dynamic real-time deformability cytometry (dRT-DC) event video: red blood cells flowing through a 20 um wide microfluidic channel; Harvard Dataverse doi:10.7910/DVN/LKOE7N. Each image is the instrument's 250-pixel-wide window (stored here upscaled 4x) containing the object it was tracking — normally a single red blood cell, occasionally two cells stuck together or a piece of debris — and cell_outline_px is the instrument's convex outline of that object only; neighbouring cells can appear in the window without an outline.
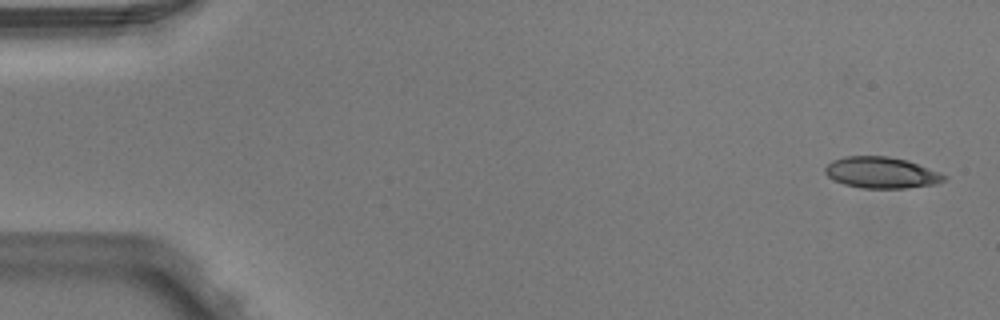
{"species": "Egyptian fruit bat (a non-hibernating species)", "species_latin": "Rousettus aegyptiacus", "temperature_condition": "warm", "stored_images_in_passage": 6, "camera_frame_rate_fps": 3000, "um_per_image_px": 0.085, "animal": {"sex": "male"}, "frame": {"image": 1, "passage_image": 1, "time_ms": 0.0, "image_size_px": [1000, 320], "cell_outline_px": [[948, 176], [944, 180], [936, 184], [908, 188], [860, 188], [844, 184], [828, 176], [824, 172], [824, 168], [832, 160], [844, 156], [888, 156], [908, 160], [940, 172]], "centroid_in_image_um": [74.93, 14.67], "position_along_channel_um": 10.1, "area_um2": 21.79}}
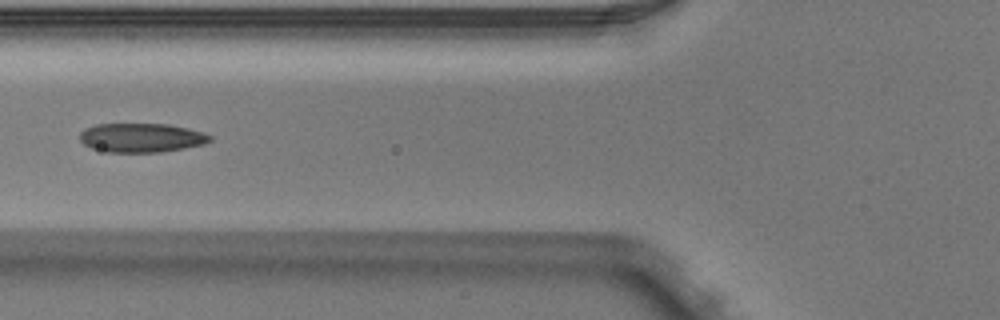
{"frame": {"image": 2, "passage_image": 6, "time_ms": 1.667, "image_size_px": [1000, 320], "cell_outline_px": [[212, 140], [204, 144], [184, 148], [160, 152], [108, 152], [92, 148], [84, 144], [80, 140], [80, 132], [84, 128], [96, 124], [168, 124], [188, 128], [204, 132], [212, 136]], "centroid_in_image_um": [12.03, 11.7], "position_along_channel_um": 113.8, "area_um2": 22.14}}